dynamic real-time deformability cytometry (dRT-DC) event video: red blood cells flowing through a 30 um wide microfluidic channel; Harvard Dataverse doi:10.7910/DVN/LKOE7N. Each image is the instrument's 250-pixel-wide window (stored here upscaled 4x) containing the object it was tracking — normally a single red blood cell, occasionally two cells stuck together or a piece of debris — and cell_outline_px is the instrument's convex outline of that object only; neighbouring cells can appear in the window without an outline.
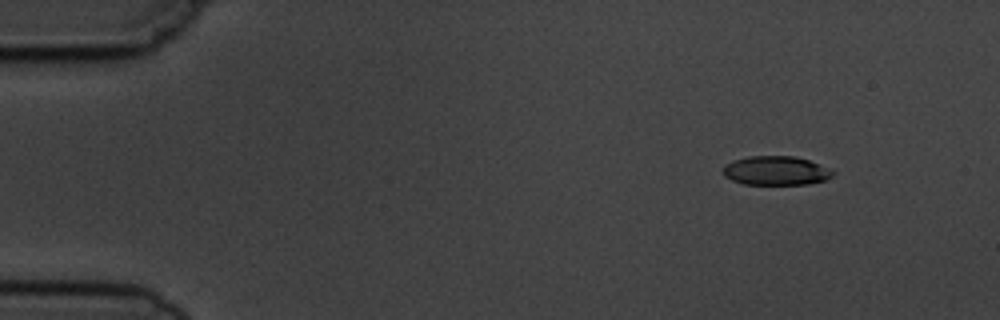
{"species": "common noctule bat (a hibernating species)", "species_latin": "Nyctalus noctula", "temperature_condition": "cold", "stored_images_in_passage": 4, "camera_frame_rate_fps": 3000, "um_per_image_px": 0.085, "animal": {"sex": "male", "body_mass_g": 19.5, "forearm_length_mm": 54.6}, "frame": {"image": 1, "passage_image": 1, "time_ms": 0.0, "image_size_px": [1000, 320], "cell_outline_px": [[836, 172], [832, 176], [824, 180], [808, 184], [744, 184], [732, 180], [724, 176], [724, 164], [732, 160], [748, 156], [796, 156], [832, 168]], "centroid_in_image_um": [65.97, 14.49], "position_along_channel_um": 19.0, "area_um2": 18.73}}
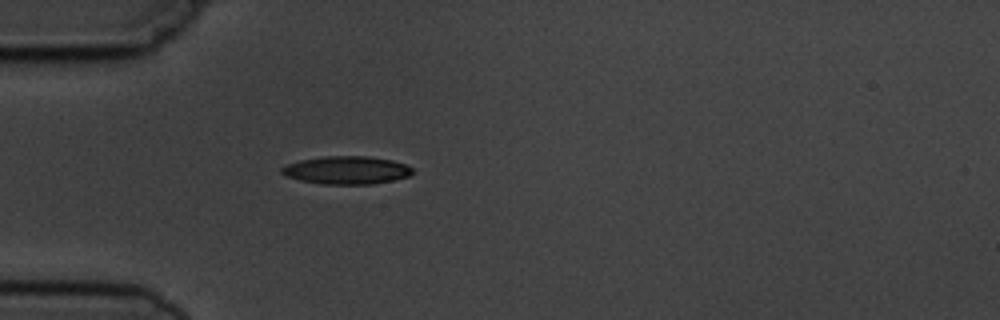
{"frame": {"image": 2, "passage_image": 4, "time_ms": 3.333, "image_size_px": [1000, 320], "cell_outline_px": [[412, 172], [408, 176], [392, 180], [372, 184], [320, 184], [300, 180], [288, 176], [280, 172], [280, 168], [288, 164], [300, 160], [324, 156], [368, 156], [392, 160], [404, 164], [412, 168]], "centroid_in_image_um": [29.44, 14.46], "position_along_channel_um": 55.6, "area_um2": 21.15}}